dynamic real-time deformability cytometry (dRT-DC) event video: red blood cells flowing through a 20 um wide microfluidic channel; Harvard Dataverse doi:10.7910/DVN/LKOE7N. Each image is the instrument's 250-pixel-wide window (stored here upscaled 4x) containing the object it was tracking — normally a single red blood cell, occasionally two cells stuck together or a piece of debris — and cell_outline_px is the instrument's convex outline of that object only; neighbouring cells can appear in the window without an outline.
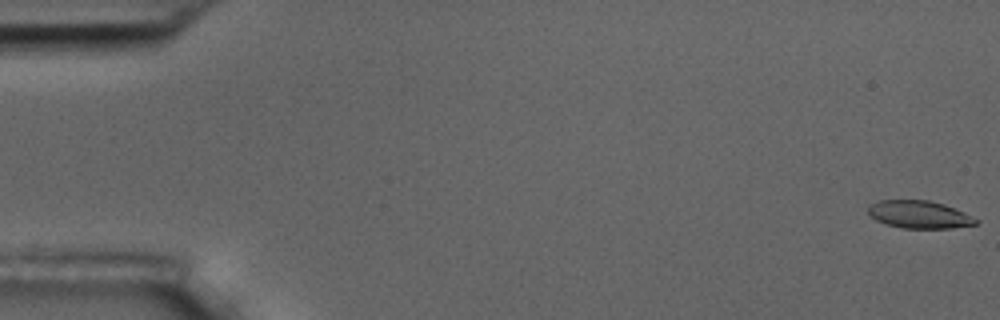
{"species": "common noctule bat (a hibernating species)", "species_latin": "Nyctalus noctula", "temperature_condition": "room temperature", "stored_images_in_passage": 7, "camera_frame_rate_fps": 3000, "um_per_image_px": 0.085, "animal": {"sex": "male", "body_mass_g": 17.5, "forearm_length_mm": 52.3}, "frame": {"image": 1, "passage_image": 1, "time_ms": 0.0, "image_size_px": [1000, 320], "cell_outline_px": [[980, 220], [976, 224], [952, 228], [904, 228], [888, 224], [876, 220], [868, 216], [868, 204], [880, 200], [928, 200], [944, 204], [964, 212]], "centroid_in_image_um": [78.12, 18.22], "position_along_channel_um": 6.9, "area_um2": 17.4}}
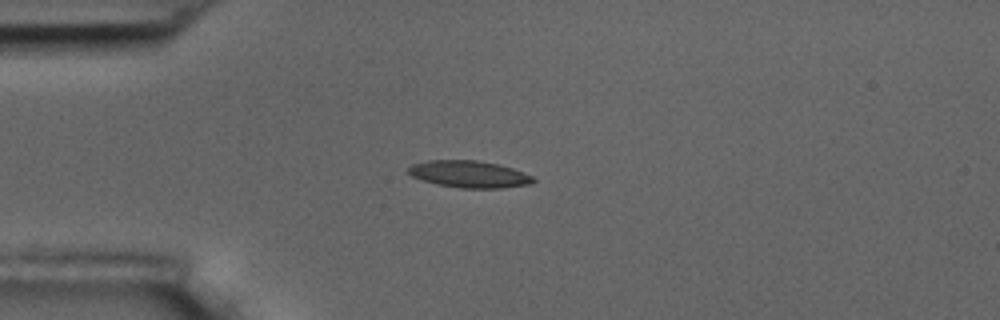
{"frame": {"image": 2, "passage_image": 5, "time_ms": 4.667, "image_size_px": [1000, 320], "cell_outline_px": [[536, 180], [532, 184], [500, 188], [460, 188], [440, 184], [424, 180], [412, 176], [408, 172], [408, 168], [412, 164], [428, 160], [476, 160], [500, 164], [524, 172], [532, 176]], "centroid_in_image_um": [39.92, 14.8], "position_along_channel_um": 45.1, "area_um2": 19.54}}